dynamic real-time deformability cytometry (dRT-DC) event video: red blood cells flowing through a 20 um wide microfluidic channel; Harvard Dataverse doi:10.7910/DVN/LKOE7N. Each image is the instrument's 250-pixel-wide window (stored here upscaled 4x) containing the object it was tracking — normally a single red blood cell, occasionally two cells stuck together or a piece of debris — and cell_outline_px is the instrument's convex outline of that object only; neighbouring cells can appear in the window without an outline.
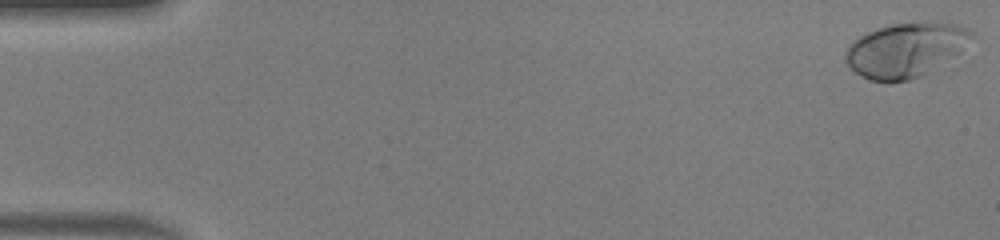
{"species": "human", "species_latin": "Homo sapiens", "temperature_condition": "warm", "stored_images_in_passage": 50, "camera_frame_rate_fps": 3000, "um_per_image_px": 0.085, "donor": {"sex": "male"}, "frame": {"image": 1, "passage_image": 1, "time_ms": 0.0, "image_size_px": [1000, 240], "cell_outline_px": [[972, 36], [960, 52], [920, 76], [908, 80], [888, 84], [872, 80], [860, 76], [844, 60], [844, 56], [852, 40], [876, 28], [892, 24], [924, 20], [932, 20], [956, 24], [972, 32]], "centroid_in_image_um": [76.94, 4.23], "position_along_channel_um": 8.1, "area_um2": 40.06}}
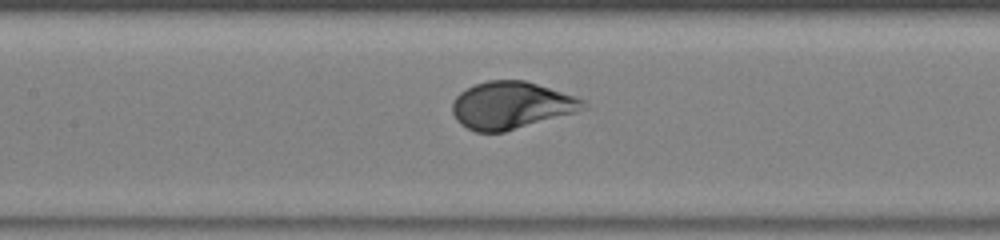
{"frame": {"image": 2, "passage_image": 24, "time_ms": 7.667, "image_size_px": [1000, 240], "cell_outline_px": [[592, 108], [504, 132], [476, 132], [460, 124], [456, 120], [452, 112], [452, 100], [460, 92], [476, 84], [488, 80], [524, 80], [576, 96], [584, 100]], "centroid_in_image_um": [43.49, 8.96], "position_along_channel_um": 163.9, "area_um2": 36.3}}
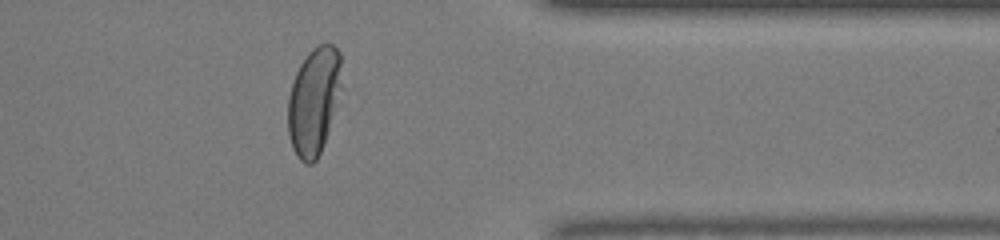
{"frame": {"image": 3, "passage_image": 41, "time_ms": 13.333, "image_size_px": [1000, 240], "cell_outline_px": [[344, 88], [320, 152], [316, 160], [312, 164], [304, 164], [296, 156], [292, 148], [288, 132], [288, 96], [296, 72], [300, 64], [308, 52], [312, 48], [320, 44], [332, 44], [340, 52]], "centroid_in_image_um": [26.71, 8.56], "position_along_channel_um": 384.7, "area_um2": 34.28}, "authors_computed_cell_mechanics": {"area_um2": 36.414, "velocity_mm_per_s": 4.1175, "shape_relaxation_time_tau1_ms": 2.7732, "shape_relaxation_time_tau2_ms": null, "deformation_change_tau1": 0.1984, "deformation_change_tau2": null}}